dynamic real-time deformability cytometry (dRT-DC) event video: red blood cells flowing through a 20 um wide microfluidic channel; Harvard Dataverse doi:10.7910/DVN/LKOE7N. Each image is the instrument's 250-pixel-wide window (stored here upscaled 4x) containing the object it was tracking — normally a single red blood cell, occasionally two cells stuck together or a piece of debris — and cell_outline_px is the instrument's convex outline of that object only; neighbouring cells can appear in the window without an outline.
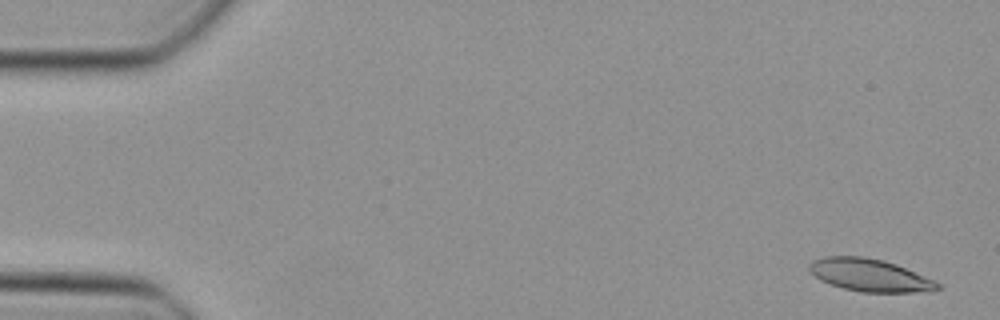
{"species": "Egyptian fruit bat (a non-hibernating species)", "species_latin": "Rousettus aegyptiacus", "temperature_condition": "cold", "stored_images_in_passage": 10, "camera_frame_rate_fps": 3000, "um_per_image_px": 0.085, "animal": {"sex": "female"}, "frame": {"image": 1, "passage_image": 2, "time_ms": 0.333, "image_size_px": [1000, 320], "cell_outline_px": [[944, 288], [932, 292], [860, 292], [844, 288], [820, 280], [808, 268], [808, 264], [812, 260], [824, 256], [864, 256], [884, 260], [896, 264], [924, 276], [940, 284]], "centroid_in_image_um": [73.95, 23.39], "position_along_channel_um": 11.0, "area_um2": 24.39}}